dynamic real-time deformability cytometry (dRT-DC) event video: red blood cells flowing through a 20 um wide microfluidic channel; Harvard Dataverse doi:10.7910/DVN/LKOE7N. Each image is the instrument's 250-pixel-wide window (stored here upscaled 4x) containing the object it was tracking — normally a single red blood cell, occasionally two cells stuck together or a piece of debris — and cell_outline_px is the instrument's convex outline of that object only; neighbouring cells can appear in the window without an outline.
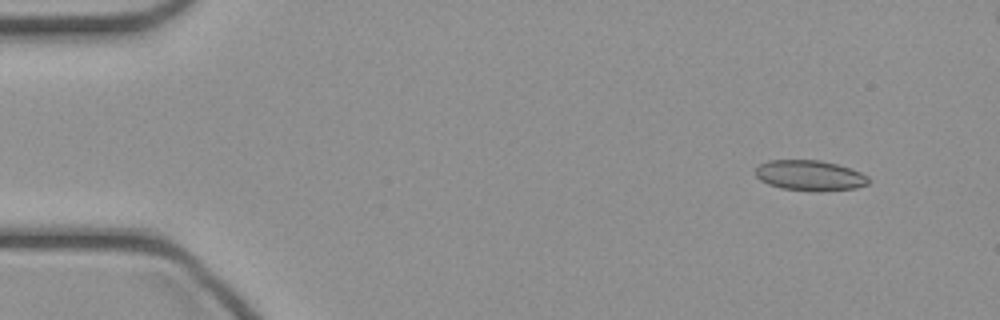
{"species": "common noctule bat (a hibernating species)", "species_latin": "Nyctalus noctula", "temperature_condition": "cold", "stored_images_in_passage": 48, "camera_frame_rate_fps": 3000, "um_per_image_px": 0.085, "animal": {"sex": "female", "body_mass_g": 21.9}, "frame": {"image": 1, "passage_image": 5, "time_ms": 1.333, "image_size_px": [1000, 320], "cell_outline_px": [[868, 184], [856, 188], [816, 192], [812, 192], [780, 188], [768, 184], [760, 180], [756, 176], [756, 168], [760, 164], [768, 160], [820, 160], [836, 164], [860, 172], [868, 176]], "centroid_in_image_um": [68.82, 14.93], "position_along_channel_um": 16.2, "area_um2": 20.11}}
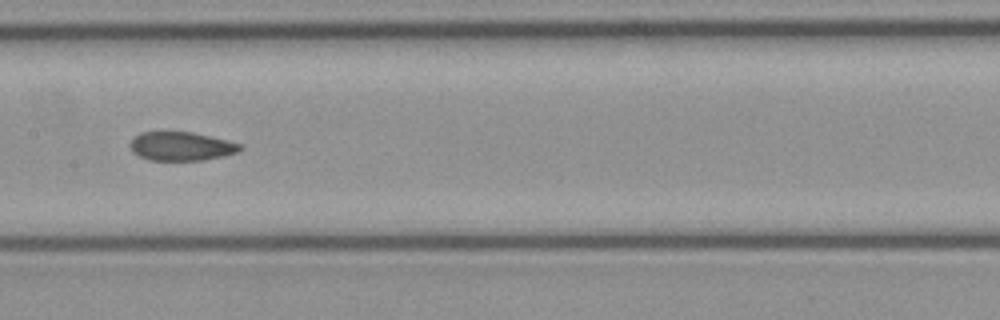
{"frame": {"image": 2, "passage_image": 24, "time_ms": 7.667, "image_size_px": [1000, 320], "cell_outline_px": [[244, 148], [240, 152], [224, 156], [204, 160], [148, 160], [132, 152], [128, 144], [140, 132], [192, 132], [240, 144]], "centroid_in_image_um": [15.4, 12.44], "position_along_channel_um": 192.0, "area_um2": 18.38}}
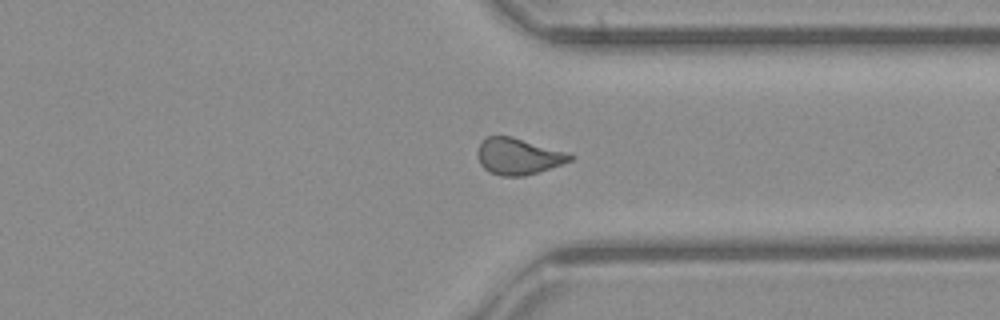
{"frame": {"image": 3, "passage_image": 36, "time_ms": 11.667, "image_size_px": [1000, 320], "cell_outline_px": [[576, 156], [572, 160], [524, 176], [500, 176], [488, 172], [480, 164], [476, 156], [476, 152], [480, 144], [488, 136], [512, 136], [568, 152]], "centroid_in_image_um": [44.03, 13.28], "position_along_channel_um": 367.4, "area_um2": 19.65}}